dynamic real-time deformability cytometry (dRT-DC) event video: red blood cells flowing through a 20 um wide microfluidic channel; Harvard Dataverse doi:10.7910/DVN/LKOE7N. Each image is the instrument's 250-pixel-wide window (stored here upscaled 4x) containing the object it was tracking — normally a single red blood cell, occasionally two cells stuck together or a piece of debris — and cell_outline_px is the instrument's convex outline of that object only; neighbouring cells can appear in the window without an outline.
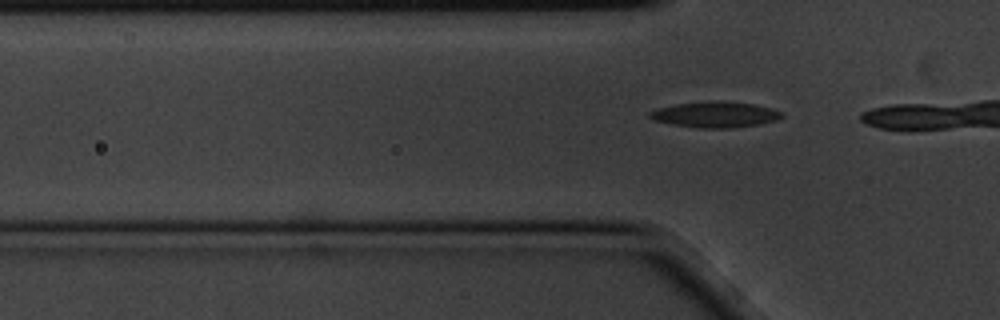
{"species": "common noctule bat (a hibernating species)", "species_latin": "Nyctalus noctula", "temperature_condition": "cold", "stored_images_in_passage": 3, "segment_of_instrument_passage": [2, 2], "camera_frame_rate_fps": 3000, "um_per_image_px": 0.085, "animal": {"sex": "male", "body_mass_g": 20.1, "forearm_length_mm": 53.5}, "frame": {"image": 1, "passage_image": 3, "time_ms": 0.667, "image_size_px": [1000, 320], "cell_outline_px": [[784, 116], [776, 120], [760, 124], [732, 128], [700, 128], [672, 124], [652, 120], [648, 116], [648, 112], [660, 108], [676, 104], [716, 100], [752, 104], [784, 112]], "centroid_in_image_um": [60.79, 9.74], "position_along_channel_um": 65.0, "area_um2": 19.77}}